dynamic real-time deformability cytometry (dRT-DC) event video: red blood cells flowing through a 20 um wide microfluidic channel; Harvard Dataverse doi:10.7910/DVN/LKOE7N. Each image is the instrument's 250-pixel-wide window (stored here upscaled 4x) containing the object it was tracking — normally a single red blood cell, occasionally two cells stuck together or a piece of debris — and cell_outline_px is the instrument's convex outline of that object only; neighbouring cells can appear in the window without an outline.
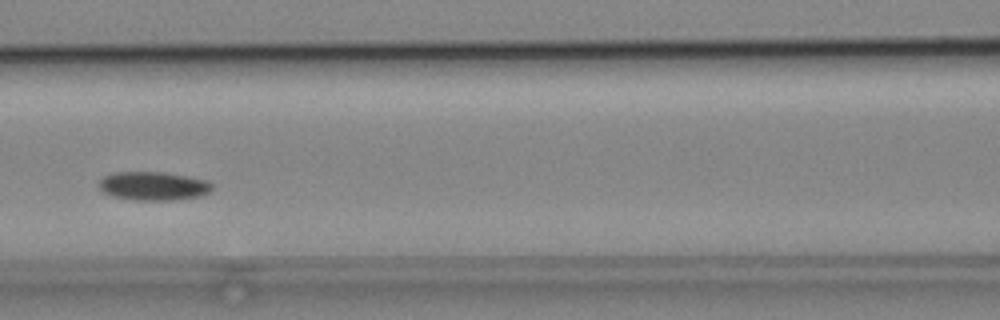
{"species": "common noctule bat (a hibernating species)", "species_latin": "Nyctalus noctula", "temperature_condition": "cold", "stored_images_in_passage": 31, "camera_frame_rate_fps": 3000, "um_per_image_px": 0.085, "animal": {"sex": "male", "body_mass_g": 19.2, "forearm_length_mm": 51.8}, "frame": {"image": 1, "passage_image": 10, "time_ms": 3.0, "image_size_px": [1000, 320], "cell_outline_px": [[212, 188], [208, 192], [200, 196], [172, 200], [136, 200], [112, 196], [100, 192], [96, 184], [104, 176], [116, 172], [164, 172], [208, 180], [212, 184]], "centroid_in_image_um": [12.98, 15.81], "position_along_channel_um": 153.6, "area_um2": 19.02}}